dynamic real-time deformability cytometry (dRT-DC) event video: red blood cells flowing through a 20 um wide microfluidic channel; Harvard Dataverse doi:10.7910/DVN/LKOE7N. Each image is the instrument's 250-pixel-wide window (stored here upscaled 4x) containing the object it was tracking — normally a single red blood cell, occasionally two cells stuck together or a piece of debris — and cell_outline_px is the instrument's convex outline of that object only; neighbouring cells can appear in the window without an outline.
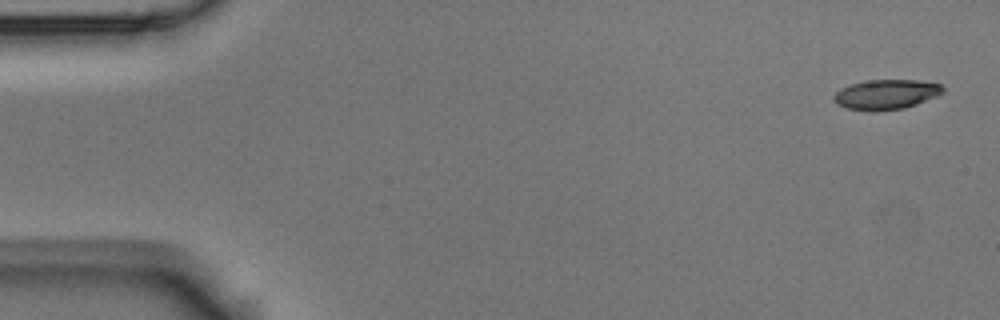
{"species": "Egyptian fruit bat (a non-hibernating species)", "species_latin": "Rousettus aegyptiacus", "temperature_condition": "room temperature", "stored_images_in_passage": 5, "camera_frame_rate_fps": 3000, "um_per_image_px": 0.085, "animal": {"sex": "male"}, "frame": {"image": 1, "passage_image": 1, "time_ms": 0.0, "image_size_px": [1000, 320], "cell_outline_px": [[944, 92], [940, 96], [904, 108], [872, 112], [848, 108], [836, 104], [832, 100], [832, 96], [840, 88], [852, 84], [868, 80], [916, 80], [940, 84], [944, 88]], "centroid_in_image_um": [75.32, 8.04], "position_along_channel_um": 9.7, "area_um2": 19.19}}
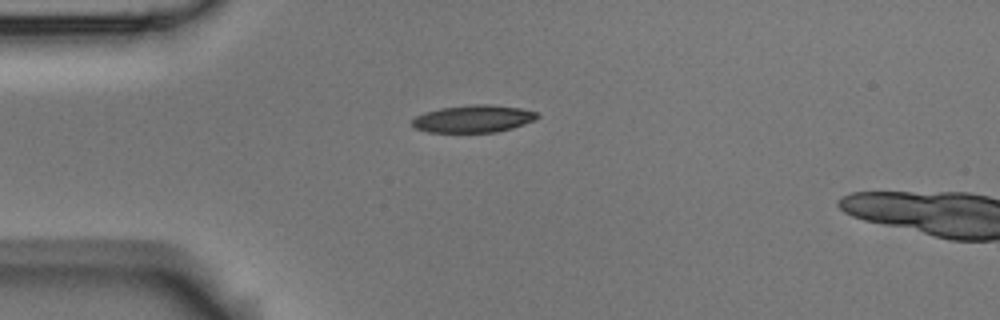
{"frame": {"image": 2, "passage_image": 4, "time_ms": 1.0, "image_size_px": [1000, 320], "cell_outline_px": [[540, 116], [536, 120], [512, 128], [496, 132], [428, 132], [416, 128], [412, 124], [412, 120], [416, 116], [424, 112], [440, 108], [472, 104], [492, 104], [520, 108], [536, 112]], "centroid_in_image_um": [40.25, 10.09], "position_along_channel_um": 44.7, "area_um2": 20.0}}